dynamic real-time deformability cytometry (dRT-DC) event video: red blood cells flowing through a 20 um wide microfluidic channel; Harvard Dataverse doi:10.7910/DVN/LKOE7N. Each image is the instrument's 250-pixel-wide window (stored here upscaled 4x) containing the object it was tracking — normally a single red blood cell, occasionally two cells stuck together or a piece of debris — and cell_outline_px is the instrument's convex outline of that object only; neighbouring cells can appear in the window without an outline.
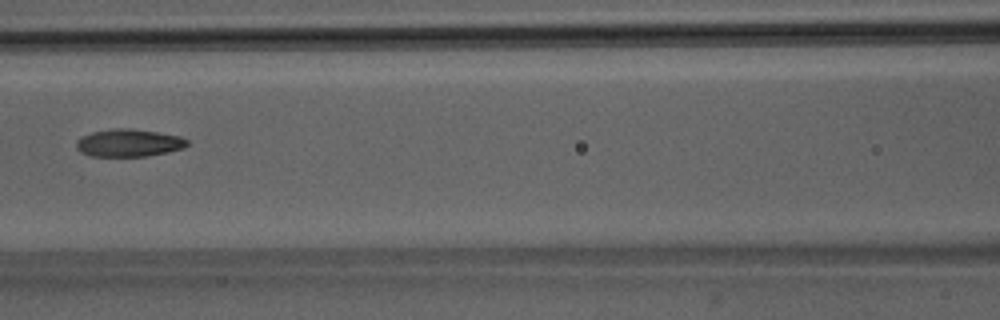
{"species": "Egyptian fruit bat (a non-hibernating species)", "species_latin": "Rousettus aegyptiacus", "temperature_condition": "room temperature", "stored_images_in_passage": 7, "camera_frame_rate_fps": 3000, "um_per_image_px": 0.085, "animal": {"sex": "male"}, "frame": {"image": 1, "passage_image": 7, "time_ms": 7.0, "image_size_px": [1000, 320], "cell_outline_px": [[188, 144], [184, 148], [168, 152], [144, 156], [88, 156], [80, 152], [76, 148], [76, 140], [80, 136], [92, 132], [116, 128], [128, 128], [156, 132], [180, 136], [188, 140]], "centroid_in_image_um": [10.91, 12.15], "position_along_channel_um": 155.7, "area_um2": 17.86}}